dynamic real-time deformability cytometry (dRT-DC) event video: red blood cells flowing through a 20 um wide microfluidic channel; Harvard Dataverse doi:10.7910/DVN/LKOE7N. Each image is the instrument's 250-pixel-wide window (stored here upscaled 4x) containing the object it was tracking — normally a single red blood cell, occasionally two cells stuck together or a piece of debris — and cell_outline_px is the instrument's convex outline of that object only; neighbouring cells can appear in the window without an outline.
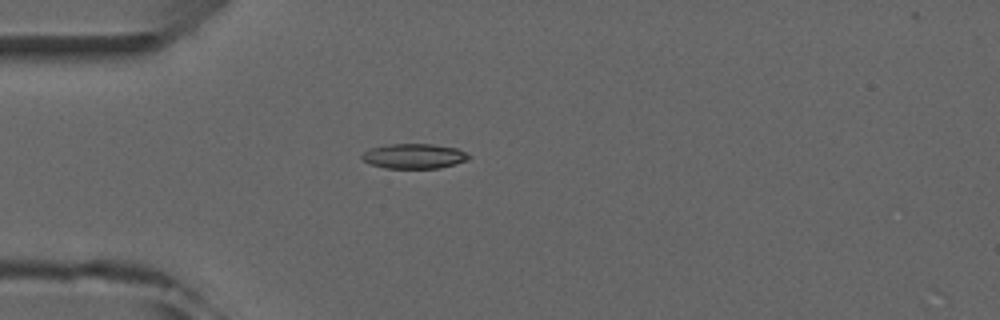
{"species": "common noctule bat (a hibernating species)", "species_latin": "Nyctalus noctula", "temperature_condition": "room temperature", "stored_images_in_passage": 2, "camera_frame_rate_fps": 3000, "um_per_image_px": 0.085, "animal": {"sex": "male", "forearm_length_mm": 52.5}, "frame": {"image": 1, "passage_image": 1, "time_ms": 0.0, "image_size_px": [1000, 320], "cell_outline_px": [[472, 156], [468, 160], [440, 168], [384, 168], [372, 164], [364, 160], [360, 156], [364, 152], [372, 148], [388, 144], [432, 144], [456, 148]], "centroid_in_image_um": [35.22, 13.27], "position_along_channel_um": 49.8, "area_um2": 15.37}}